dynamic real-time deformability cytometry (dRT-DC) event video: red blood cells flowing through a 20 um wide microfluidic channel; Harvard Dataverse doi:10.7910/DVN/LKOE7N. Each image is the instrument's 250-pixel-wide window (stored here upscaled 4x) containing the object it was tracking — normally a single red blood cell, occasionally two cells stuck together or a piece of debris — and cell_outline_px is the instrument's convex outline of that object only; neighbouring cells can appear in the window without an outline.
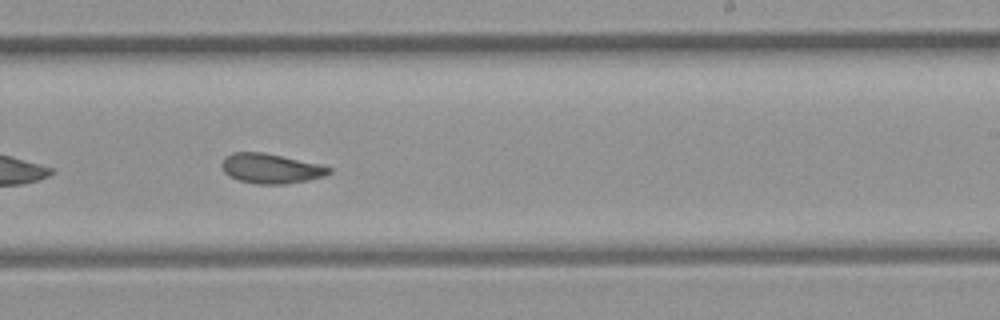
{"species": "common noctule bat (a hibernating species)", "species_latin": "Nyctalus noctula", "temperature_condition": "room temperature", "stored_images_in_passage": 37, "camera_frame_rate_fps": 3000, "um_per_image_px": 0.085, "animal": {"sex": "female", "body_mass_g": 21.9}, "frame": {"image": 1, "passage_image": 16, "time_ms": 5.0, "image_size_px": [1000, 320], "cell_outline_px": [[332, 172], [324, 176], [308, 180], [284, 184], [256, 184], [240, 180], [228, 176], [224, 172], [220, 164], [224, 156], [232, 152], [264, 152], [320, 164], [332, 168]], "centroid_in_image_um": [23.0, 14.31], "position_along_channel_um": 266.0, "area_um2": 18.79}}
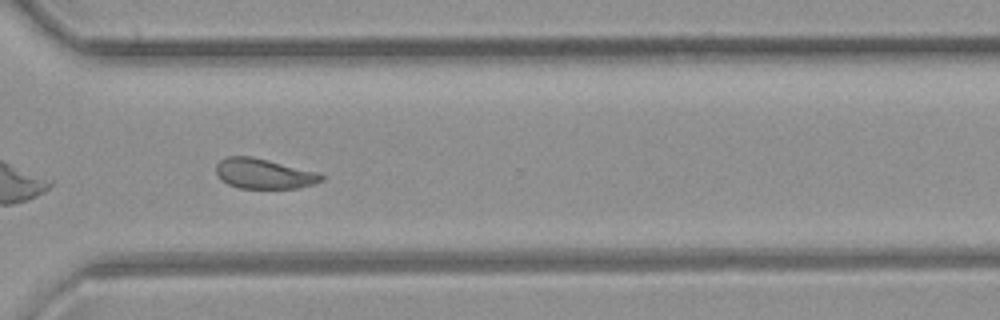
{"frame": {"image": 2, "passage_image": 22, "time_ms": 7.0, "image_size_px": [1000, 320], "cell_outline_px": [[324, 180], [312, 184], [296, 188], [240, 188], [228, 184], [216, 172], [216, 164], [220, 160], [228, 156], [252, 156], [320, 172], [324, 176]], "centroid_in_image_um": [22.47, 14.75], "position_along_channel_um": 348.1, "area_um2": 18.44}}